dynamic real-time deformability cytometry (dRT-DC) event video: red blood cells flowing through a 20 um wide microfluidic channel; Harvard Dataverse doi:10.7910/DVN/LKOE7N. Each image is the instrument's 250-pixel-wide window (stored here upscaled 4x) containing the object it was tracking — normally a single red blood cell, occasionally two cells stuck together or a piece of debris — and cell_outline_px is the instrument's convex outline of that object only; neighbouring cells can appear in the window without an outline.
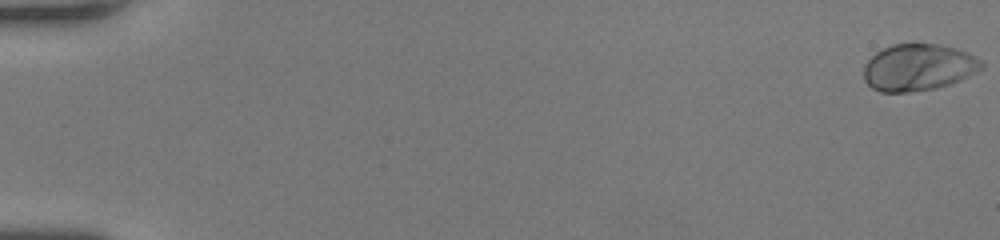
{"species": "human", "species_latin": "Homo sapiens", "temperature_condition": "room temperature", "stored_images_in_passage": 63, "camera_frame_rate_fps": 3000, "um_per_image_px": 0.085, "donor": {"sex": "female"}, "frame": {"image": 1, "passage_image": 1, "time_ms": 0.0, "image_size_px": [1000, 240], "cell_outline_px": [[984, 68], [960, 80], [936, 88], [908, 92], [880, 92], [872, 88], [864, 80], [864, 64], [876, 52], [892, 44], [940, 44], [956, 48], [968, 52], [980, 60], [984, 64]], "centroid_in_image_um": [78.06, 5.72], "position_along_channel_um": 6.9, "area_um2": 32.14}}
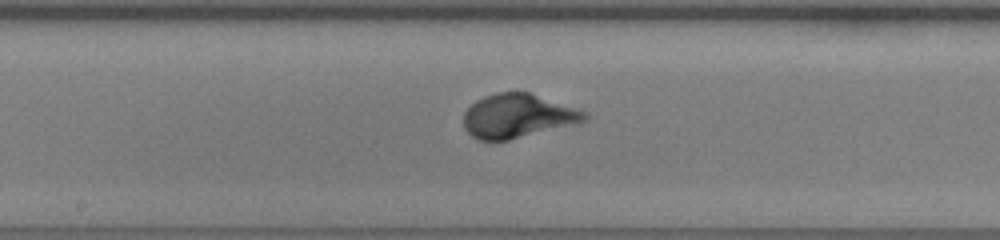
{"frame": {"image": 2, "passage_image": 35, "time_ms": 11.333, "image_size_px": [1000, 240], "cell_outline_px": [[588, 120], [508, 140], [476, 140], [464, 128], [464, 112], [476, 100], [484, 96], [496, 92], [528, 92], [588, 112]], "centroid_in_image_um": [43.98, 9.85], "position_along_channel_um": 204.2, "area_um2": 30.63}}
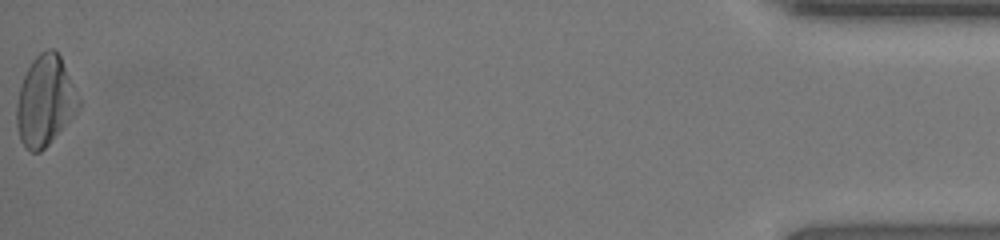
{"frame": {"image": 3, "passage_image": 63, "time_ms": 20.667, "image_size_px": [1000, 240], "cell_outline_px": [[80, 108], [48, 144], [40, 152], [32, 152], [20, 140], [16, 124], [16, 104], [20, 84], [32, 60], [40, 52], [48, 48], [52, 48], [60, 56], [80, 96]], "centroid_in_image_um": [3.83, 8.55], "position_along_channel_um": 431.4, "area_um2": 32.48}}